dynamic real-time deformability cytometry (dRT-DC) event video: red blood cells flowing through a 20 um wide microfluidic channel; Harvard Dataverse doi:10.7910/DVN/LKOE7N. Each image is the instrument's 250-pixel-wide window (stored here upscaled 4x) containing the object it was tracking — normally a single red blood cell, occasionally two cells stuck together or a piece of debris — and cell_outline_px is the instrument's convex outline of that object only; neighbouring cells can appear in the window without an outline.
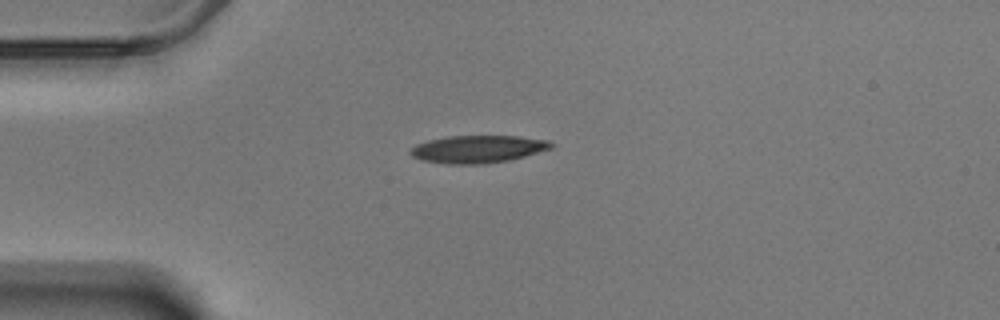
{"species": "Egyptian fruit bat (a non-hibernating species)", "species_latin": "Rousettus aegyptiacus", "temperature_condition": "warm", "stored_images_in_passage": 44, "camera_frame_rate_fps": 3000, "um_per_image_px": 0.085, "animal": {"sex": "male"}, "frame": {"image": 1, "passage_image": 1, "time_ms": 0.0, "image_size_px": [1000, 320], "cell_outline_px": [[556, 144], [552, 148], [524, 156], [508, 160], [484, 164], [444, 164], [420, 160], [412, 156], [408, 152], [416, 144], [428, 140], [448, 136], [516, 136], [548, 140]], "centroid_in_image_um": [40.59, 12.68], "position_along_channel_um": 44.4, "area_um2": 22.66}}
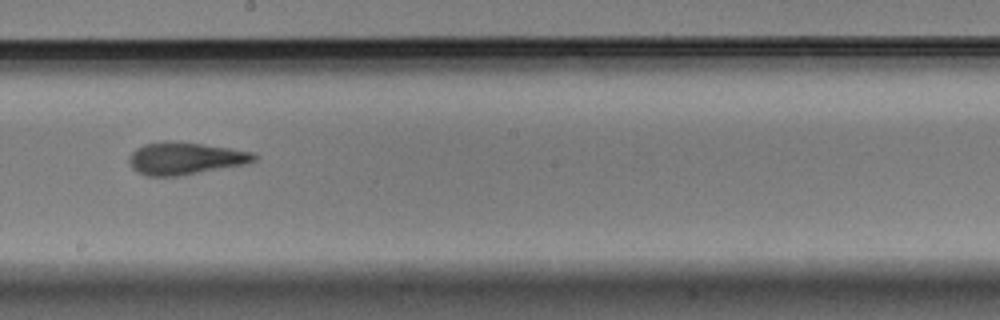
{"frame": {"image": 2, "passage_image": 19, "time_ms": 6.0, "image_size_px": [1000, 320], "cell_outline_px": [[260, 156], [256, 160], [248, 164], [176, 176], [148, 176], [132, 168], [128, 160], [128, 156], [136, 148], [144, 144], [164, 140], [168, 140], [200, 144], [228, 148], [252, 152]], "centroid_in_image_um": [15.74, 13.45], "position_along_channel_um": 232.5, "area_um2": 23.52}}
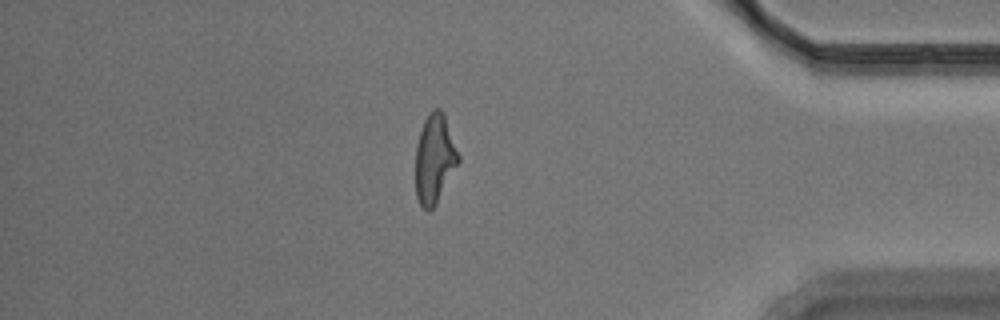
{"frame": {"image": 3, "passage_image": 36, "time_ms": 11.667, "image_size_px": [1000, 320], "cell_outline_px": [[460, 160], [436, 204], [428, 212], [420, 204], [416, 196], [416, 144], [424, 120], [432, 108], [440, 108], [444, 112], [460, 156]], "centroid_in_image_um": [36.94, 13.46], "position_along_channel_um": 398.3, "area_um2": 22.25}, "authors_computed_cell_mechanics": {"area_um2": 22.8888, "velocity_mm_per_s": 3.4824, "shape_relaxation_time_tau1_ms": 4.3188, "shape_relaxation_time_tau2_ms": 1.2076, "deformation_change_tau1": 0.203, "deformation_change_tau2": 0.101}}